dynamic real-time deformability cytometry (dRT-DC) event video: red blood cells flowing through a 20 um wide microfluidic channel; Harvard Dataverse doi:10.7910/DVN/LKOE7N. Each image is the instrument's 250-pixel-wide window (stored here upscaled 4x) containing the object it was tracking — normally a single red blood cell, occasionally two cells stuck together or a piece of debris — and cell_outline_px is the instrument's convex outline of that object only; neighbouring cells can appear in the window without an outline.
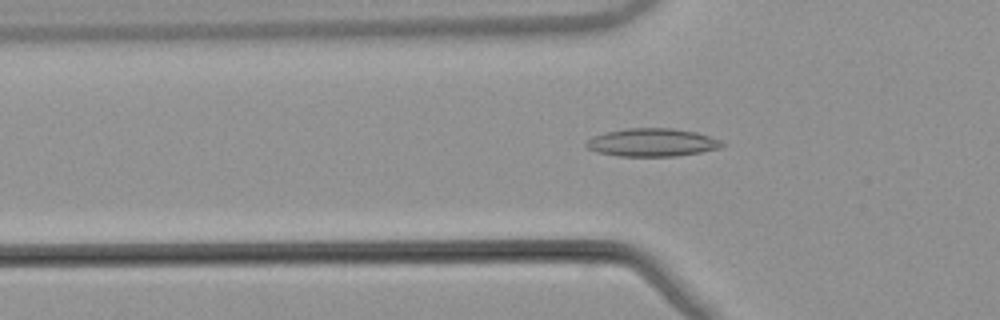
{"species": "common noctule bat (a hibernating species)", "species_latin": "Nyctalus noctula", "temperature_condition": "warm", "stored_images_in_passage": 36, "camera_frame_rate_fps": 3000, "um_per_image_px": 0.085, "animal": {"sex": "male", "body_mass_g": 21.5, "forearm_length_mm": 52.0}, "frame": {"image": 1, "passage_image": 3, "time_ms": 0.667, "image_size_px": [1000, 320], "cell_outline_px": [[724, 144], [720, 148], [700, 152], [676, 156], [620, 156], [596, 152], [588, 148], [584, 144], [592, 136], [608, 132], [628, 128], [672, 128], [696, 132], [720, 140]], "centroid_in_image_um": [55.42, 12.11], "position_along_channel_um": 70.4, "area_um2": 22.02}}
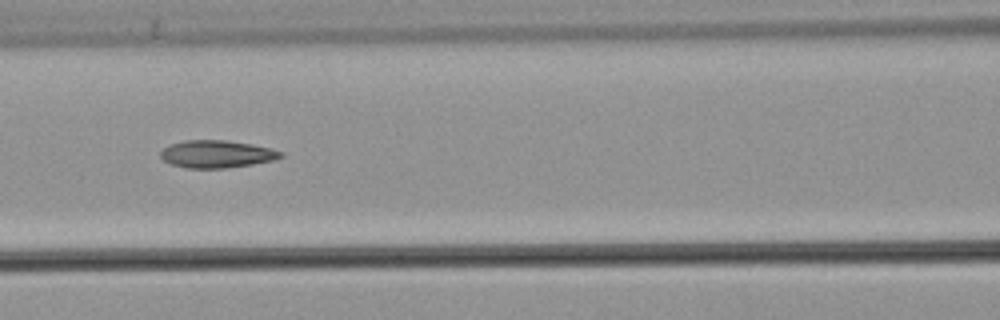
{"frame": {"image": 2, "passage_image": 9, "time_ms": 2.667, "image_size_px": [1000, 320], "cell_outline_px": [[284, 156], [272, 160], [252, 164], [224, 168], [184, 168], [172, 164], [164, 160], [160, 156], [160, 152], [164, 148], [172, 144], [184, 140], [224, 140], [252, 144], [284, 152]], "centroid_in_image_um": [18.41, 13.09], "position_along_channel_um": 148.2, "area_um2": 19.07}}
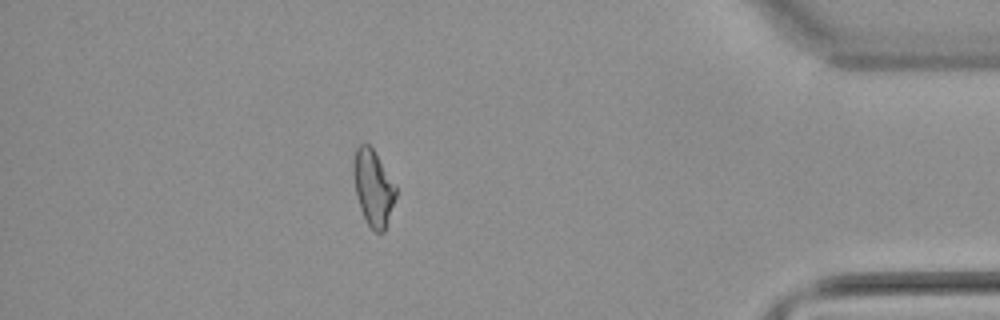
{"frame": {"image": 3, "passage_image": 32, "time_ms": 10.333, "image_size_px": [1000, 320], "cell_outline_px": [[396, 196], [384, 232], [376, 232], [368, 224], [360, 208], [356, 196], [352, 172], [352, 164], [356, 148], [360, 144], [368, 144], [372, 148], [396, 184]], "centroid_in_image_um": [31.71, 15.94], "position_along_channel_um": 403.5, "area_um2": 18.73}, "authors_computed_cell_mechanics": {"area_um2": 19.1029, "velocity_mm_per_s": 3.882, "shape_relaxation_time_tau1_ms": null, "shape_relaxation_time_tau2_ms": 3.5588, "deformation_change_tau1": null, "deformation_change_tau2": 0.1186}}